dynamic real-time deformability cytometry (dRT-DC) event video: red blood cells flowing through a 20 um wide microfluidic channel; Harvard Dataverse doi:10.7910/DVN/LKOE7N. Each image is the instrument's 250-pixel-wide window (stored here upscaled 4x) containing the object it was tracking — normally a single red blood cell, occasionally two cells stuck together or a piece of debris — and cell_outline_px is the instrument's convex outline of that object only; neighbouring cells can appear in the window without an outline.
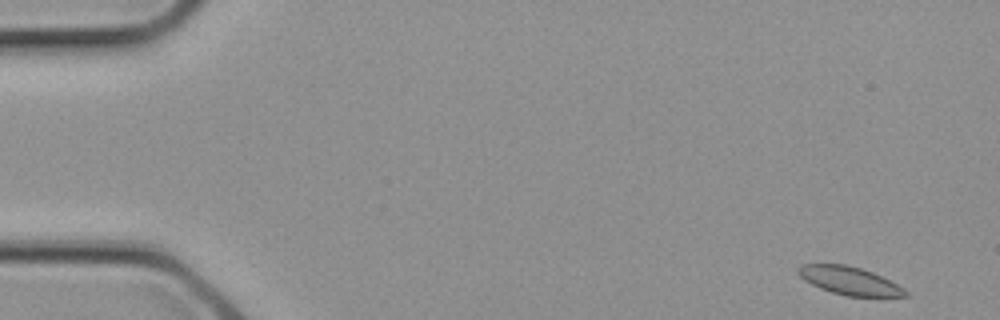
{"species": "common noctule bat (a hibernating species)", "species_latin": "Nyctalus noctula", "temperature_condition": "cold", "stored_images_in_passage": 3, "camera_frame_rate_fps": 3000, "um_per_image_px": 0.085, "animal": {"sex": "female", "body_mass_g": 21.9}, "frame": {"image": 1, "passage_image": 1, "time_ms": 0.0, "image_size_px": [1000, 320], "cell_outline_px": [[908, 296], [848, 296], [832, 292], [820, 288], [804, 280], [796, 272], [796, 268], [800, 264], [844, 264], [860, 268], [872, 272], [904, 288], [908, 292]], "centroid_in_image_um": [72.15, 23.85], "position_along_channel_um": 12.8, "area_um2": 17.34}}
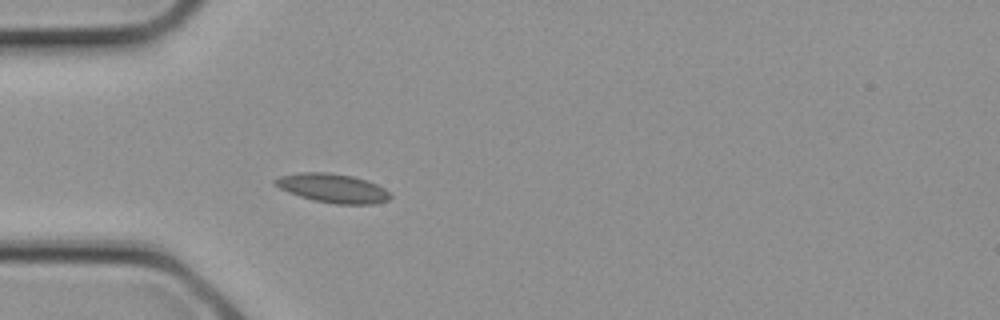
{"frame": {"image": 2, "passage_image": 3, "time_ms": 0.667, "image_size_px": [1000, 320], "cell_outline_px": [[392, 196], [388, 200], [372, 204], [336, 204], [312, 200], [288, 192], [272, 184], [272, 180], [280, 176], [300, 172], [328, 172], [352, 176], [376, 184], [384, 188]], "centroid_in_image_um": [28.24, 15.99], "position_along_channel_um": 56.8, "area_um2": 19.42}}